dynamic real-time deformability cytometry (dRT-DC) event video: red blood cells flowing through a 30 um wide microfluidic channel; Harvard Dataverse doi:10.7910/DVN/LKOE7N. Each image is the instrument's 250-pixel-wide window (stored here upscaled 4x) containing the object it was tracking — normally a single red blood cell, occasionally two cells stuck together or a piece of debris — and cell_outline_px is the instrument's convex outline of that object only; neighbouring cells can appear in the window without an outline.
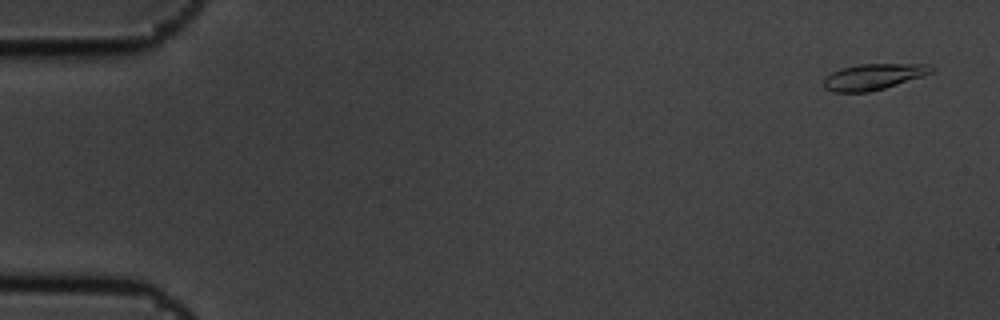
{"species": "common noctule bat (a hibernating species)", "species_latin": "Nyctalus noctula", "temperature_condition": "cold", "stored_images_in_passage": 5, "camera_frame_rate_fps": 3000, "um_per_image_px": 0.085, "animal": {"sex": "male", "body_mass_g": 19.5, "forearm_length_mm": 54.6}, "frame": {"image": 1, "passage_image": 1, "time_ms": 0.0, "image_size_px": [1000, 320], "cell_outline_px": [[936, 68], [932, 72], [924, 76], [884, 88], [868, 92], [832, 92], [824, 88], [824, 76], [840, 68], [856, 64], [928, 64]], "centroid_in_image_um": [74.22, 6.51], "position_along_channel_um": 10.8, "area_um2": 16.47}}
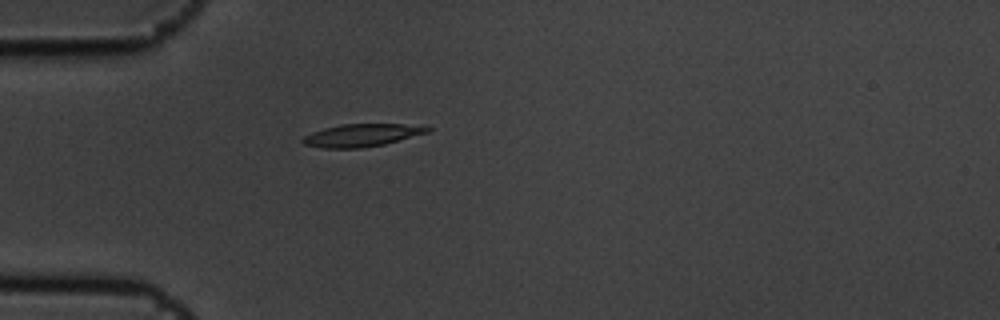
{"frame": {"image": 2, "passage_image": 5, "time_ms": 1.333, "image_size_px": [1000, 320], "cell_outline_px": [[432, 128], [428, 132], [384, 144], [360, 148], [324, 148], [304, 144], [300, 140], [304, 136], [312, 132], [324, 128], [340, 124], [404, 124]], "centroid_in_image_um": [30.69, 11.49], "position_along_channel_um": 54.3, "area_um2": 16.24}}